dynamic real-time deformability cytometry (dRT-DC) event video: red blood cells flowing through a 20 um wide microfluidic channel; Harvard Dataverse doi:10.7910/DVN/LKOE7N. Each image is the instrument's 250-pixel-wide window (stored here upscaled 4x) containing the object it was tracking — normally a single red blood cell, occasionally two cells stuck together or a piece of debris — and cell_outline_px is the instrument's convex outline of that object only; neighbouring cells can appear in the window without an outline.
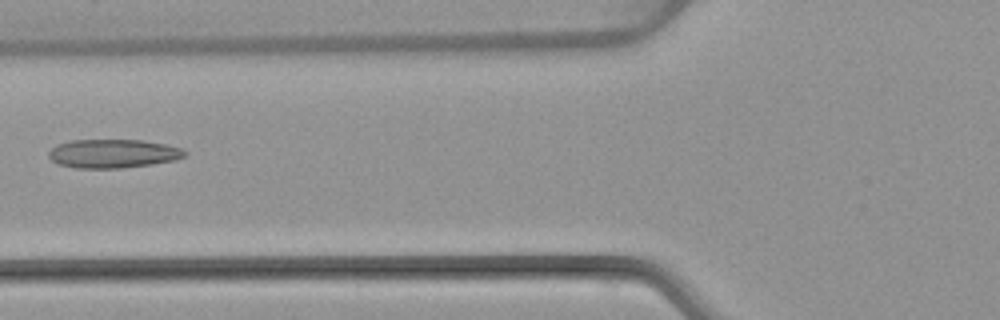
{"species": "common noctule bat (a hibernating species)", "species_latin": "Nyctalus noctula", "temperature_condition": "warm", "stored_images_in_passage": 5, "camera_frame_rate_fps": 3000, "um_per_image_px": 0.085, "animal": {"sex": "female", "body_mass_g": 22.7, "forearm_length_mm": 54.2}, "frame": {"image": 1, "passage_image": 5, "time_ms": 5.667, "image_size_px": [1000, 320], "cell_outline_px": [[188, 152], [184, 156], [176, 160], [152, 164], [120, 168], [76, 168], [60, 164], [52, 160], [48, 156], [48, 152], [56, 144], [72, 140], [144, 140], [164, 144], [180, 148]], "centroid_in_image_um": [9.6, 13.05], "position_along_channel_um": 116.2, "area_um2": 22.72}}